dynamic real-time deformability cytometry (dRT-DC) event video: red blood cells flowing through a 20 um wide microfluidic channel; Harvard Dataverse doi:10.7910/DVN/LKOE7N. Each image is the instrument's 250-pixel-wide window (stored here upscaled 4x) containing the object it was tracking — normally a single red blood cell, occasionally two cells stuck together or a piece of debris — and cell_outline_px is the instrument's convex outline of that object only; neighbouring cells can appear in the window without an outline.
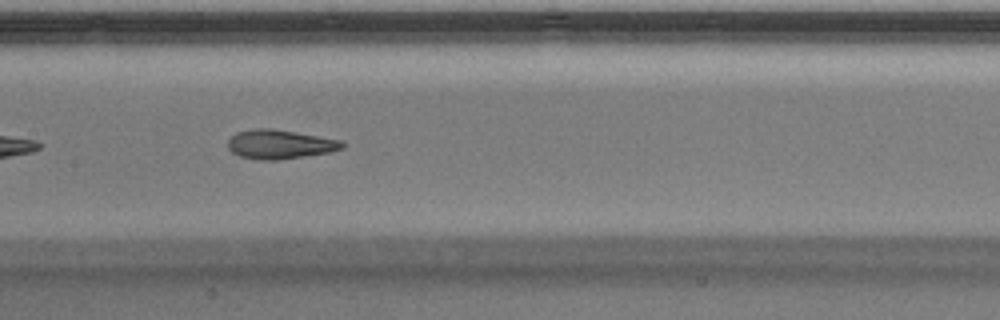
{"species": "Egyptian fruit bat (a non-hibernating species)", "species_latin": "Rousettus aegyptiacus", "temperature_condition": "warm", "stored_images_in_passage": 36, "camera_frame_rate_fps": 3000, "um_per_image_px": 0.085, "animal": {"sex": "male"}, "frame": {"image": 1, "passage_image": 11, "time_ms": 3.333, "image_size_px": [1000, 320], "cell_outline_px": [[344, 148], [328, 152], [276, 160], [260, 160], [240, 156], [232, 152], [228, 148], [228, 140], [236, 132], [256, 128], [272, 128], [296, 132], [340, 140], [344, 144]], "centroid_in_image_um": [23.75, 12.26], "position_along_channel_um": 183.7, "area_um2": 19.19}}
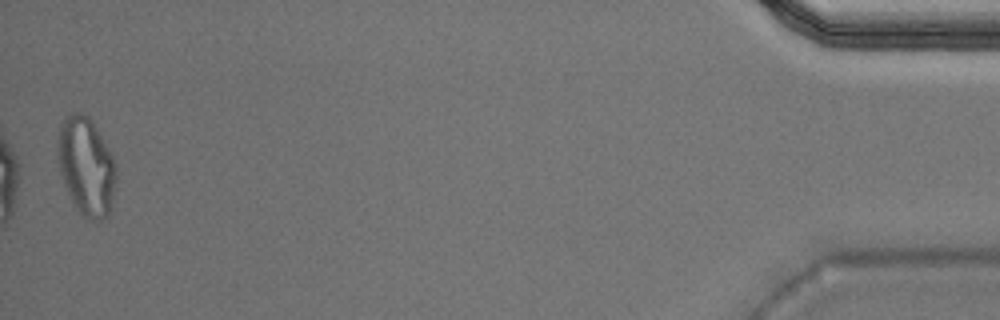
{"frame": {"image": 2, "passage_image": 36, "time_ms": 11.667, "image_size_px": [1000, 320], "cell_outline_px": [[116, 180], [108, 212], [104, 220], [96, 220], [84, 216], [80, 212], [72, 200], [64, 184], [60, 172], [56, 152], [60, 124], [72, 112], [80, 112], [88, 116], [92, 120], [108, 148], [116, 164]], "centroid_in_image_um": [7.31, 14.1], "position_along_channel_um": 427.9, "area_um2": 33.0}, "authors_computed_cell_mechanics": {"area_um2": 19.6809, "velocity_mm_per_s": 4.0016, "shape_relaxation_time_tau1_ms": 6.8949, "shape_relaxation_time_tau2_ms": 0.9909, "deformation_change_tau1": 0.2472, "deformation_change_tau2": 0.0818}}